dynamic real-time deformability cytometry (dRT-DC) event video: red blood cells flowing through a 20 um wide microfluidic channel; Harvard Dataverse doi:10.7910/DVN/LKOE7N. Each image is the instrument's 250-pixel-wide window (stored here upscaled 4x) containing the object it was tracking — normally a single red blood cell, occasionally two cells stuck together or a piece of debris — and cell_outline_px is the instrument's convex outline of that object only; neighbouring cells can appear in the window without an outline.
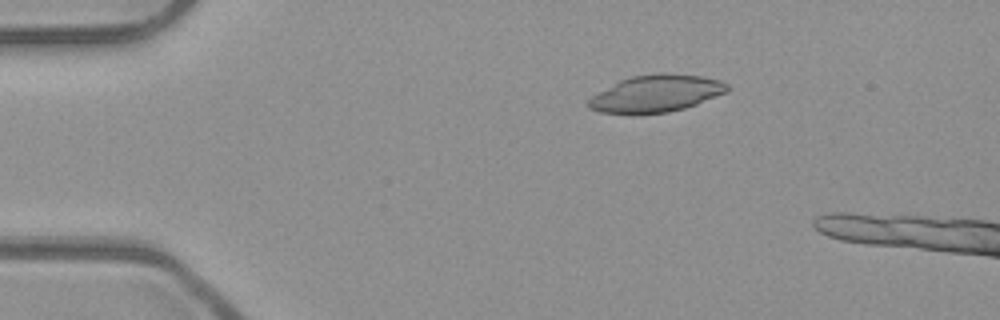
{"species": "common noctule bat (a hibernating species)", "species_latin": "Nyctalus noctula", "temperature_condition": "room temperature", "stored_images_in_passage": 16, "camera_frame_rate_fps": 3000, "um_per_image_px": 0.085, "animal": {"sex": "male", "body_mass_g": 23.1, "forearm_length_mm": 52.7}, "frame": {"image": 1, "passage_image": 10, "time_ms": 3.0, "image_size_px": [1000, 320], "cell_outline_px": [[728, 92], [696, 104], [684, 108], [668, 112], [640, 116], [632, 116], [600, 112], [588, 108], [588, 100], [592, 96], [620, 80], [632, 76], [660, 72], [664, 72], [700, 76], [720, 80], [728, 84]], "centroid_in_image_um": [55.74, 7.98], "position_along_channel_um": 29.3, "area_um2": 30.52}}